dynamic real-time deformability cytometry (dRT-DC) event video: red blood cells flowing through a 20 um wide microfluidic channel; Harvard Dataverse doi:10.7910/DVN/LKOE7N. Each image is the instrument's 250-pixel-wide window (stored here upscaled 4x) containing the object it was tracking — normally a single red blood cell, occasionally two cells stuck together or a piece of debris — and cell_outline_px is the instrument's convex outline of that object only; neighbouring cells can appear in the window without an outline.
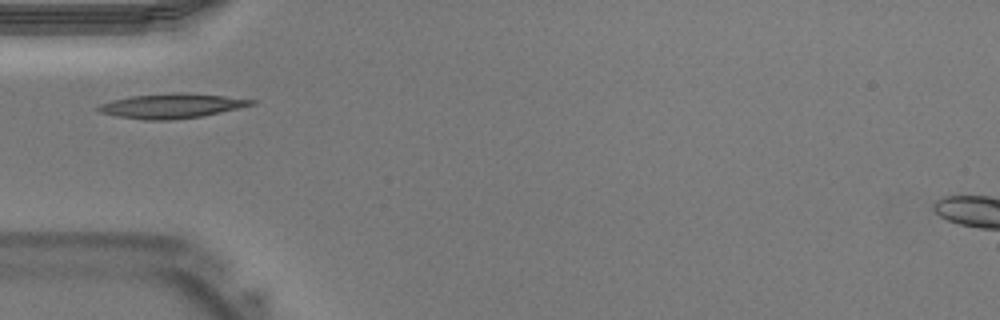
{"species": "Egyptian fruit bat (a non-hibernating species)", "species_latin": "Rousettus aegyptiacus", "temperature_condition": "warm", "stored_images_in_passage": 29, "camera_frame_rate_fps": 3000, "um_per_image_px": 0.085, "animal": {"sex": "male"}, "frame": {"image": 1, "passage_image": 1, "time_ms": 0.0, "image_size_px": [1000, 320], "cell_outline_px": [[256, 104], [240, 108], [200, 116], [172, 120], [144, 120], [116, 116], [100, 112], [92, 108], [100, 104], [112, 100], [132, 96], [180, 92], [224, 96], [256, 100]], "centroid_in_image_um": [14.56, 9.0], "position_along_channel_um": 70.4, "area_um2": 21.91}}
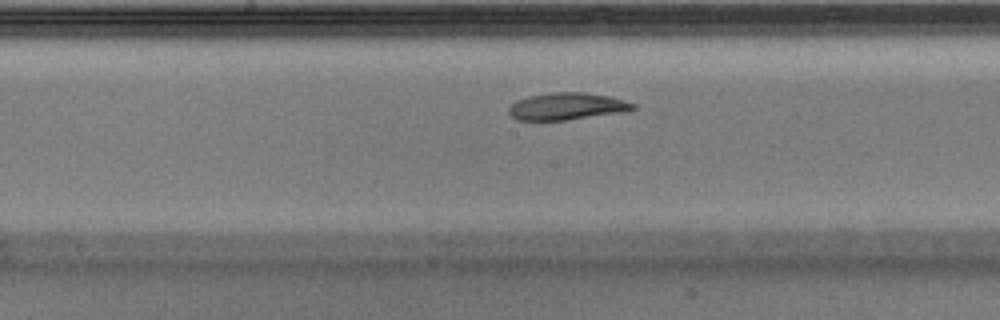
{"frame": {"image": 2, "passage_image": 9, "time_ms": 2.667, "image_size_px": [1000, 320], "cell_outline_px": [[636, 108], [628, 112], [564, 120], [516, 120], [508, 112], [508, 108], [516, 100], [528, 96], [552, 92], [584, 92], [608, 96], [636, 104]], "centroid_in_image_um": [48.2, 9.04], "position_along_channel_um": 200.0, "area_um2": 19.71}}
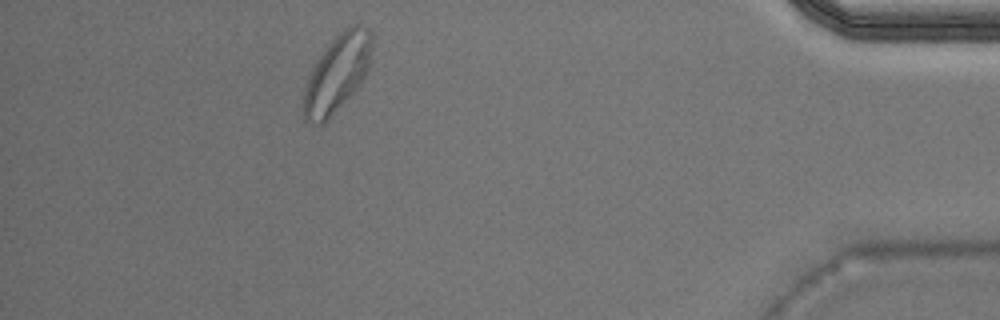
{"frame": {"image": 3, "passage_image": 25, "time_ms": 8.0, "image_size_px": [1000, 320], "cell_outline_px": [[372, 52], [368, 68], [364, 76], [348, 96], [328, 120], [324, 124], [312, 124], [304, 120], [304, 92], [308, 80], [316, 60], [328, 44], [344, 28], [356, 24], [360, 24], [372, 32]], "centroid_in_image_um": [28.66, 6.21], "position_along_channel_um": 406.5, "area_um2": 30.11}}